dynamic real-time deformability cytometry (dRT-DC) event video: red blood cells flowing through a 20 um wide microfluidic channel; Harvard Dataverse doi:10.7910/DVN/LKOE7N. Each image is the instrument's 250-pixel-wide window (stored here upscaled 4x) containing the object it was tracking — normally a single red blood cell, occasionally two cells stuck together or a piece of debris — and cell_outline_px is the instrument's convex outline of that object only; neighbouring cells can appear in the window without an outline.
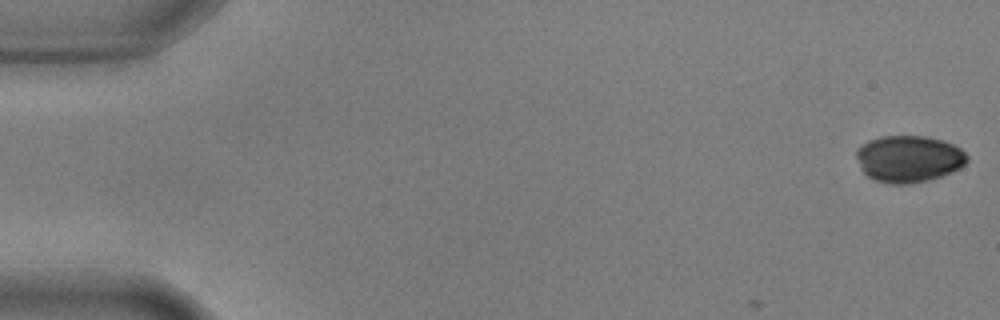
{"species": "common noctule bat (a hibernating species)", "species_latin": "Nyctalus noctula", "temperature_condition": "warm", "stored_images_in_passage": 3, "camera_frame_rate_fps": 3000, "um_per_image_px": 0.085, "animal": {"sex": "male", "body_mass_g": 17.9, "forearm_length_mm": 54.2}, "frame": {"image": 1, "passage_image": 1, "time_ms": 0.0, "image_size_px": [1000, 320], "cell_outline_px": [[968, 160], [960, 168], [952, 172], [928, 180], [908, 184], [888, 184], [872, 180], [860, 168], [856, 156], [856, 152], [860, 144], [868, 140], [880, 136], [924, 136], [944, 140], [960, 148], [968, 156]], "centroid_in_image_um": [77.22, 13.5], "position_along_channel_um": 7.8, "area_um2": 30.46}}